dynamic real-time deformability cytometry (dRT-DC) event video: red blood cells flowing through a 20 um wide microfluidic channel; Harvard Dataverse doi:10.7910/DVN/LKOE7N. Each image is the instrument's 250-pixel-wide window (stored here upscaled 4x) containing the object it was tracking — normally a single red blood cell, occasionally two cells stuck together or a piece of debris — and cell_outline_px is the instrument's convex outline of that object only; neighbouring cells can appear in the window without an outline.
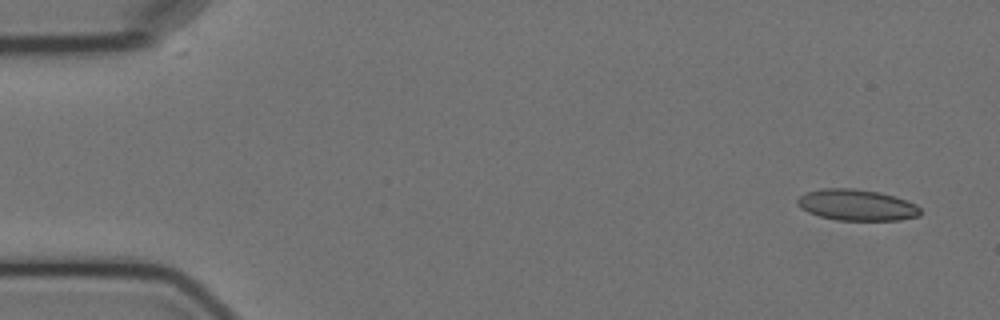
{"species": "Egyptian fruit bat (a non-hibernating species)", "species_latin": "Rousettus aegyptiacus", "temperature_condition": "cold", "stored_images_in_passage": 9, "camera_frame_rate_fps": 3000, "um_per_image_px": 0.085, "animal": {"sex": "female"}, "frame": {"image": 1, "passage_image": 1, "time_ms": 0.0, "image_size_px": [1000, 320], "cell_outline_px": [[920, 216], [900, 220], [836, 220], [820, 216], [808, 212], [800, 208], [796, 204], [796, 200], [804, 192], [820, 188], [852, 188], [876, 192], [892, 196], [916, 204], [920, 208]], "centroid_in_image_um": [72.77, 17.43], "position_along_channel_um": 12.2, "area_um2": 22.31}}
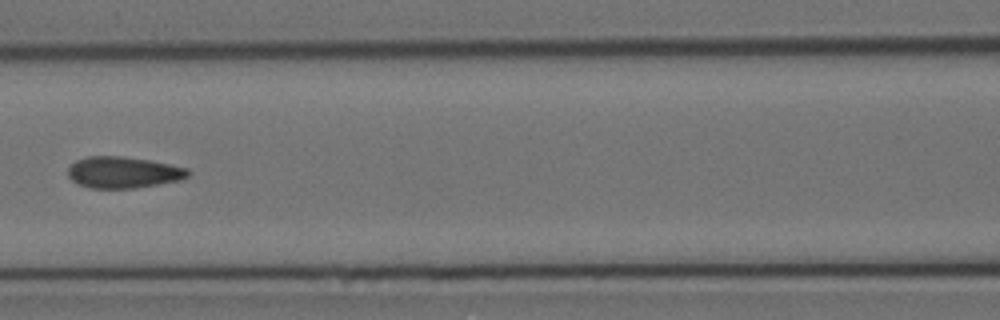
{"frame": {"image": 2, "passage_image": 6, "time_ms": 7.333, "image_size_px": [1000, 320], "cell_outline_px": [[192, 172], [188, 176], [180, 180], [136, 188], [92, 188], [80, 184], [72, 180], [68, 176], [68, 168], [76, 160], [88, 156], [124, 156], [148, 160], [188, 168]], "centroid_in_image_um": [10.49, 14.65], "position_along_channel_um": 156.1, "area_um2": 21.91}}
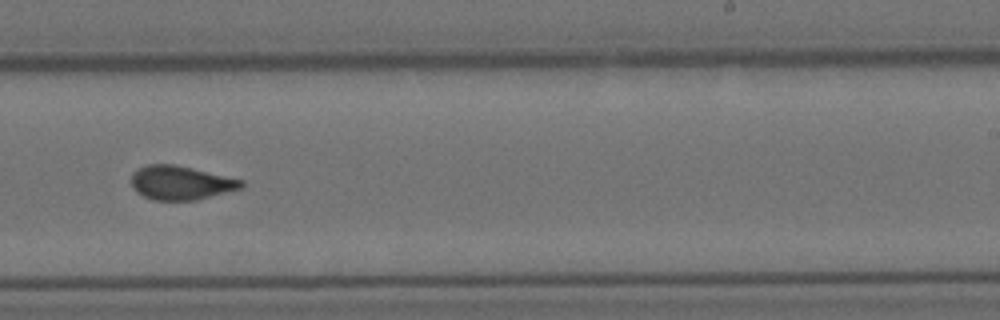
{"frame": {"image": 3, "passage_image": 9, "time_ms": 10.667, "image_size_px": [1000, 320], "cell_outline_px": [[244, 188], [196, 200], [152, 200], [136, 192], [132, 184], [132, 172], [148, 164], [176, 164], [244, 180]], "centroid_in_image_um": [15.39, 15.53], "position_along_channel_um": 273.6, "area_um2": 21.85}}